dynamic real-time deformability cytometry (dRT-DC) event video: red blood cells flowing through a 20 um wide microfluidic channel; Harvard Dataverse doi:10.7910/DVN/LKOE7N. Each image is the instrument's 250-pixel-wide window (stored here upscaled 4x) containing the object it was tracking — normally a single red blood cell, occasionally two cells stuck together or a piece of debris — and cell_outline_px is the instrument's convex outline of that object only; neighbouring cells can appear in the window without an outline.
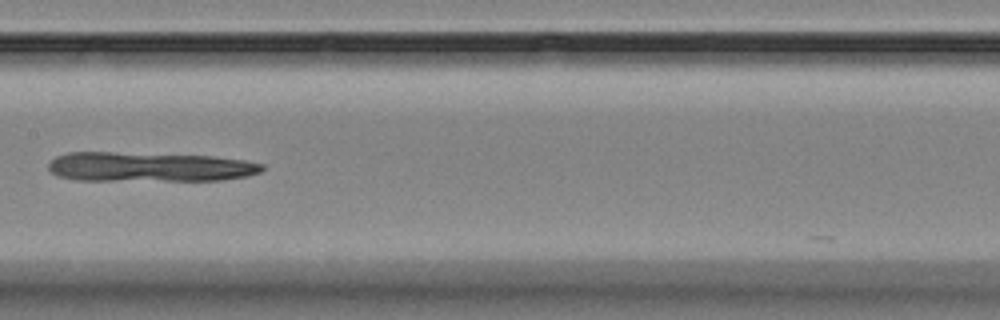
{"species": "Egyptian fruit bat (a non-hibernating species)", "species_latin": "Rousettus aegyptiacus", "temperature_condition": "room temperature", "stored_images_in_passage": 9, "camera_frame_rate_fps": 3000, "um_per_image_px": 0.085, "animal": {"sex": "female"}, "frame": {"image": 1, "passage_image": 7, "time_ms": 8.0, "image_size_px": [1000, 320], "cell_outline_px": [[264, 168], [260, 172], [248, 176], [220, 180], [76, 180], [60, 176], [52, 172], [48, 168], [48, 164], [56, 156], [68, 152], [112, 152], [212, 156], [244, 160], [264, 164]], "centroid_in_image_um": [12.7, 14.18], "position_along_channel_um": 194.7, "area_um2": 36.7}}
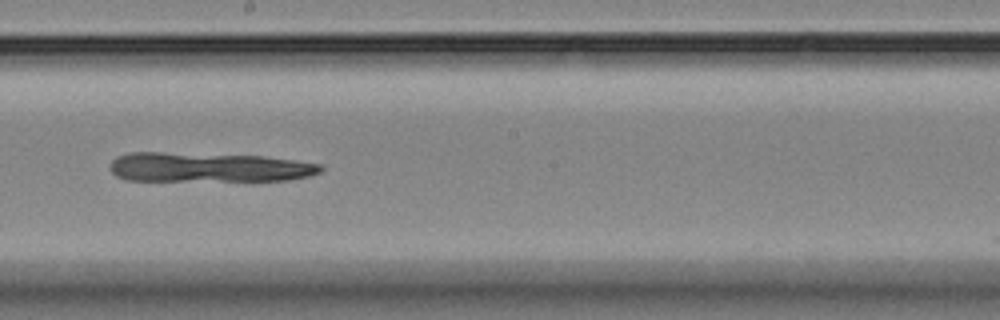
{"frame": {"image": 2, "passage_image": 8, "time_ms": 9.0, "image_size_px": [1000, 320], "cell_outline_px": [[324, 168], [320, 172], [308, 176], [288, 180], [124, 180], [116, 176], [108, 168], [112, 160], [116, 156], [128, 152], [160, 152], [260, 156], [296, 160], [324, 164]], "centroid_in_image_um": [17.7, 14.21], "position_along_channel_um": 230.5, "area_um2": 36.3}}